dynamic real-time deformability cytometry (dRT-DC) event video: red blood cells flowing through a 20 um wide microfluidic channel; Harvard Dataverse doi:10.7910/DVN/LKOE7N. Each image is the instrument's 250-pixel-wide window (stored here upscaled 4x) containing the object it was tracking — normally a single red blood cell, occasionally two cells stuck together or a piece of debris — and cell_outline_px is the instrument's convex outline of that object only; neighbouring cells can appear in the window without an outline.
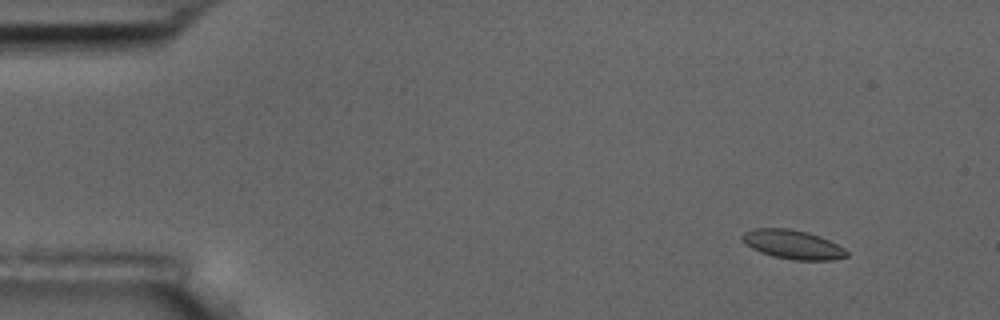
{"species": "common noctule bat (a hibernating species)", "species_latin": "Nyctalus noctula", "temperature_condition": "room temperature", "stored_images_in_passage": 5, "camera_frame_rate_fps": 3000, "um_per_image_px": 0.085, "animal": {"sex": "male", "body_mass_g": 17.5, "forearm_length_mm": 52.3}, "frame": {"image": 1, "passage_image": 2, "time_ms": 1.333, "image_size_px": [1000, 320], "cell_outline_px": [[848, 256], [832, 260], [792, 260], [772, 256], [760, 252], [744, 244], [740, 240], [740, 236], [744, 232], [752, 228], [788, 228], [808, 232], [820, 236], [844, 248], [848, 252]], "centroid_in_image_um": [67.33, 20.77], "position_along_channel_um": 17.7, "area_um2": 17.86}}
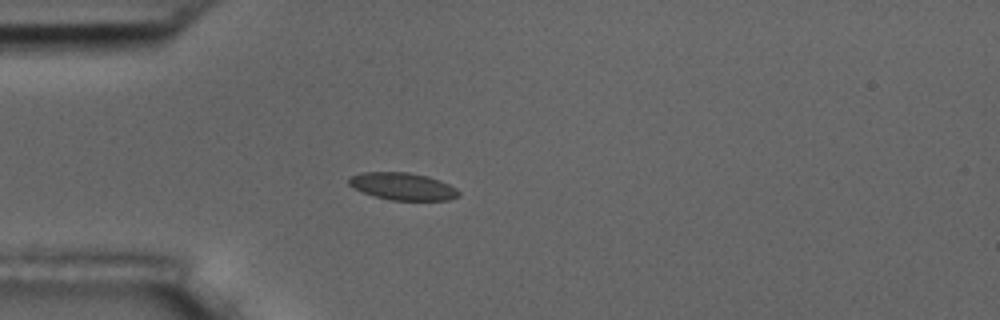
{"frame": {"image": 2, "passage_image": 5, "time_ms": 4.667, "image_size_px": [1000, 320], "cell_outline_px": [[460, 196], [448, 200], [392, 200], [376, 196], [364, 192], [348, 184], [348, 176], [360, 172], [408, 172], [428, 176], [440, 180], [456, 188], [460, 192]], "centroid_in_image_um": [34.24, 15.83], "position_along_channel_um": 50.8, "area_um2": 17.46}}